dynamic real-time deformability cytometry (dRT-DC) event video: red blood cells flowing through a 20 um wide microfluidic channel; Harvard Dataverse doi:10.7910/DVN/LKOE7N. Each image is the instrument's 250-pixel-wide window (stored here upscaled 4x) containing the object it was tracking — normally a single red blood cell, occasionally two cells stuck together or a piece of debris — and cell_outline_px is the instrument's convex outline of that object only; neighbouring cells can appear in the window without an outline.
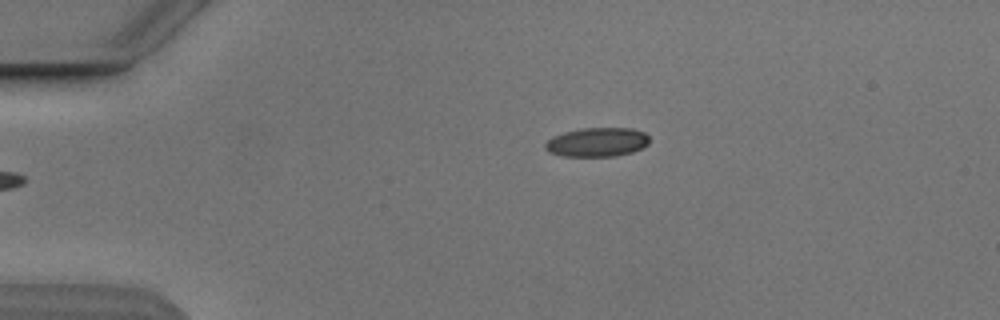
{"species": "Egyptian fruit bat (a non-hibernating species)", "species_latin": "Rousettus aegyptiacus", "temperature_condition": "cold", "stored_images_in_passage": 4, "segment_of_instrument_passage": [2, 2], "camera_frame_rate_fps": 3000, "um_per_image_px": 0.085, "animal": {"sex": "male"}, "frame": {"image": 1, "passage_image": 4, "time_ms": 4.333, "image_size_px": [1000, 320], "cell_outline_px": [[648, 144], [632, 152], [616, 156], [564, 156], [548, 152], [544, 148], [544, 144], [552, 136], [564, 132], [580, 128], [632, 128], [644, 132], [648, 136]], "centroid_in_image_um": [50.72, 12.08], "position_along_channel_um": 34.3, "area_um2": 17.69}}